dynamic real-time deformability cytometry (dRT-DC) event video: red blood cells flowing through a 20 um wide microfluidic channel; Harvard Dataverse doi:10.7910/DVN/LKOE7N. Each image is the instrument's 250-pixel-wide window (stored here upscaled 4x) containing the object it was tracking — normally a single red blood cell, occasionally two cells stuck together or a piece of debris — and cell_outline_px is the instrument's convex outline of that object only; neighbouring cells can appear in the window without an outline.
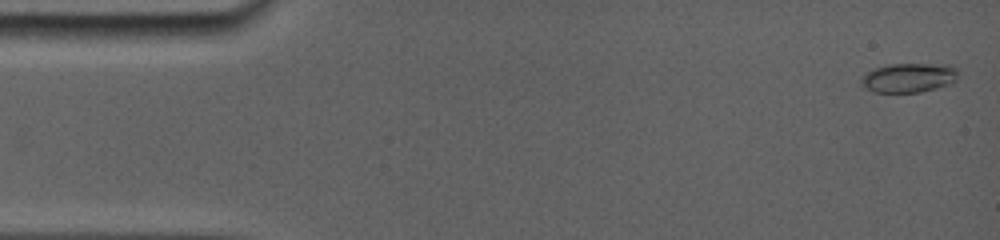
{"species": "common noctule bat (a hibernating species)", "species_latin": "Nyctalus noctula", "temperature_condition": "room temperature", "stored_images_in_passage": 31, "camera_frame_rate_fps": 5000, "um_per_image_px": 0.085, "animal": {"sex": "female", "body_mass_g": 19.0, "forearm_length_mm": 56.7}, "frame": {"image": 1, "passage_image": 1, "time_ms": 0.0, "image_size_px": [1000, 240], "cell_outline_px": [[956, 80], [948, 84], [936, 88], [920, 92], [872, 92], [864, 88], [860, 84], [860, 76], [876, 68], [888, 64], [948, 64], [956, 68]], "centroid_in_image_um": [77.19, 6.61], "position_along_channel_um": 7.8, "area_um2": 16.59}}
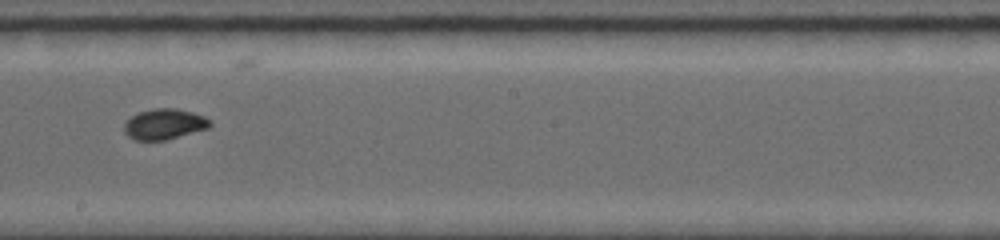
{"frame": {"image": 2, "passage_image": 16, "time_ms": 9.0, "image_size_px": [1000, 240], "cell_outline_px": [[212, 124], [208, 128], [164, 140], [136, 140], [128, 136], [124, 132], [124, 124], [136, 112], [152, 108], [176, 108], [192, 112], [204, 116], [212, 120]], "centroid_in_image_um": [13.96, 10.53], "position_along_channel_um": 234.2, "area_um2": 15.32}}
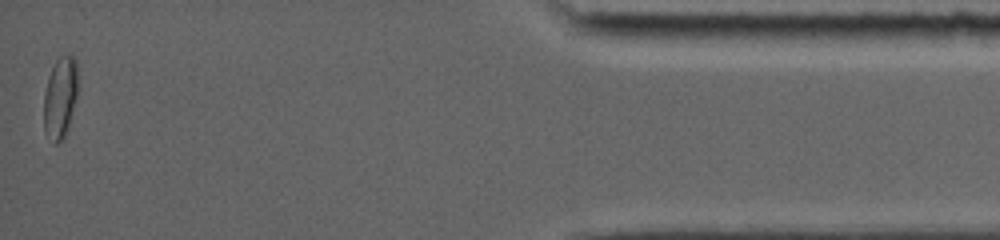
{"frame": {"image": 3, "passage_image": 31, "time_ms": 15.8, "image_size_px": [1000, 240], "cell_outline_px": [[76, 96], [68, 124], [64, 136], [56, 144], [52, 144], [44, 132], [44, 92], [48, 76], [56, 60], [60, 56], [72, 56], [76, 60]], "centroid_in_image_um": [5.07, 8.31], "position_along_channel_um": 430.1, "area_um2": 15.78}, "authors_computed_cell_mechanics": {"area_um2": 15.317, "velocity_mm_per_s": 3.871, "shape_relaxation_time_tau1_ms": 1.9263, "shape_relaxation_time_tau2_ms": null, "deformation_change_tau1": 0.1194, "deformation_change_tau2": null}}